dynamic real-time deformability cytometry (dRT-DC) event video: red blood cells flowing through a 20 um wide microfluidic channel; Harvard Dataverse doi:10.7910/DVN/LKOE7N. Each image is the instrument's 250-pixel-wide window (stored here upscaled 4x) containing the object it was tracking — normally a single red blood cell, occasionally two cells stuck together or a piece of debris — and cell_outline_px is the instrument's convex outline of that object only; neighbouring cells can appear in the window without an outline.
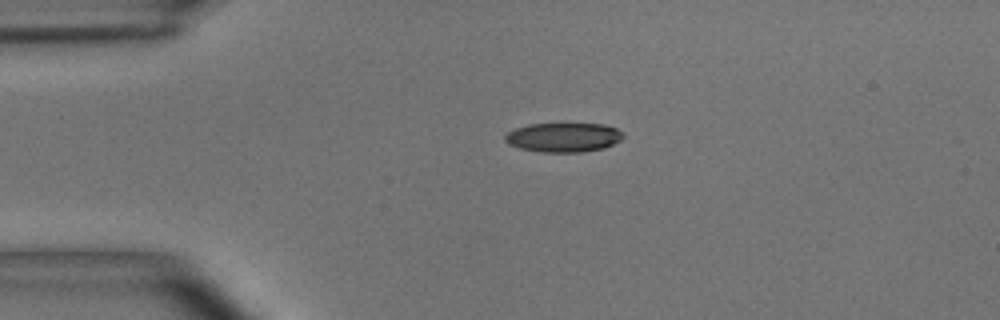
{"species": "common noctule bat (a hibernating species)", "species_latin": "Nyctalus noctula", "temperature_condition": "room temperature", "stored_images_in_passage": 2, "camera_frame_rate_fps": 3000, "um_per_image_px": 0.085, "animal": {"sex": "male", "body_mass_g": 15.6}, "frame": {"image": 1, "passage_image": 1, "time_ms": 0.0, "image_size_px": [1000, 320], "cell_outline_px": [[624, 136], [620, 140], [604, 148], [580, 152], [540, 152], [520, 148], [508, 144], [504, 140], [504, 136], [508, 132], [516, 128], [528, 124], [604, 124], [616, 128]], "centroid_in_image_um": [47.86, 11.68], "position_along_channel_um": 37.1, "area_um2": 20.06}}